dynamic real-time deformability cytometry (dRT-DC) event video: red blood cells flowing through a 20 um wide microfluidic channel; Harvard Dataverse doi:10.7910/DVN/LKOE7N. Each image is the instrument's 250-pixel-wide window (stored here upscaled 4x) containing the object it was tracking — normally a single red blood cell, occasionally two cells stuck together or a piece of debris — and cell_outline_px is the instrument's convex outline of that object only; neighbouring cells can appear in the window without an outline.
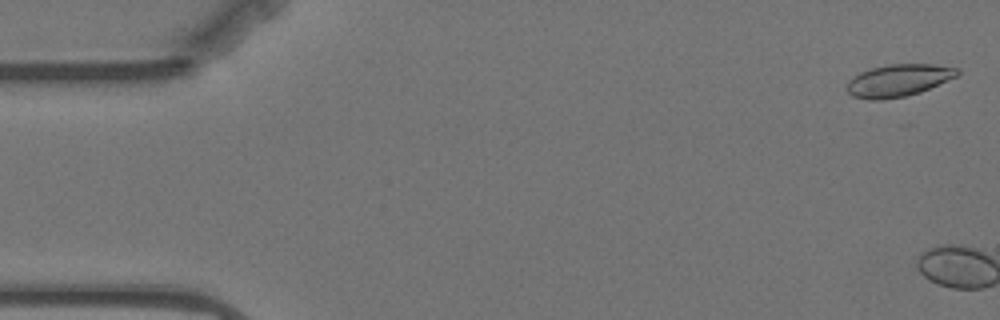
{"species": "Egyptian fruit bat (a non-hibernating species)", "species_latin": "Rousettus aegyptiacus", "temperature_condition": "warm", "stored_images_in_passage": 3, "camera_frame_rate_fps": 3000, "um_per_image_px": 0.085, "animal": {"sex": "female"}, "frame": {"image": 1, "passage_image": 2, "time_ms": 0.333, "image_size_px": [1000, 320], "cell_outline_px": [[960, 72], [956, 76], [920, 92], [904, 96], [880, 100], [868, 100], [852, 96], [844, 88], [848, 80], [852, 76], [860, 72], [872, 68], [888, 64], [932, 64], [960, 68]], "centroid_in_image_um": [76.31, 6.83], "position_along_channel_um": 8.7, "area_um2": 20.81}}